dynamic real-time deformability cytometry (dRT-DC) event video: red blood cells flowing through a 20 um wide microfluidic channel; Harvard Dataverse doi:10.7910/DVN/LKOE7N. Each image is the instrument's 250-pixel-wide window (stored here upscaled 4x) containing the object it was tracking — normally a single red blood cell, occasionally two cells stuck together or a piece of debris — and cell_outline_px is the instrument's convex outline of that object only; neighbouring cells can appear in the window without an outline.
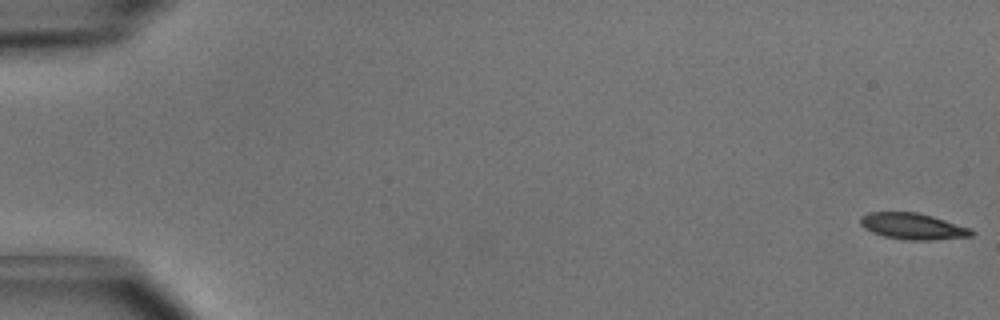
{"species": "common noctule bat (a hibernating species)", "species_latin": "Nyctalus noctula", "temperature_condition": "cold", "stored_images_in_passage": 51, "camera_frame_rate_fps": 3000, "um_per_image_px": 0.085, "animal": {"sex": "male", "body_mass_g": 15.6}, "frame": {"image": 1, "passage_image": 1, "time_ms": 0.0, "image_size_px": [1000, 320], "cell_outline_px": [[976, 232], [972, 236], [932, 240], [904, 240], [884, 236], [872, 232], [864, 228], [860, 224], [860, 216], [868, 212], [916, 212], [932, 216], [972, 228]], "centroid_in_image_um": [77.6, 19.23], "position_along_channel_um": 7.4, "area_um2": 17.17}}
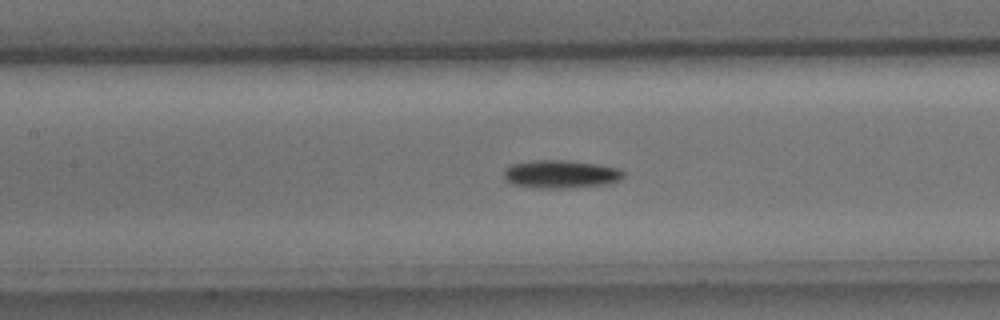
{"frame": {"image": 2, "passage_image": 24, "time_ms": 7.667, "image_size_px": [1000, 320], "cell_outline_px": [[624, 176], [620, 180], [608, 184], [576, 188], [540, 188], [512, 184], [504, 180], [504, 168], [512, 164], [536, 160], [568, 160], [596, 164], [620, 168], [624, 172]], "centroid_in_image_um": [47.68, 14.81], "position_along_channel_um": 159.7, "area_um2": 19.83}}
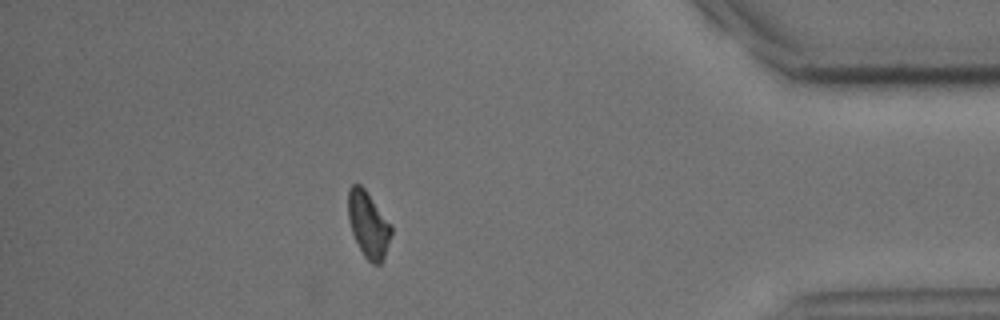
{"frame": {"image": 3, "passage_image": 45, "time_ms": 14.667, "image_size_px": [1000, 320], "cell_outline_px": [[392, 232], [384, 256], [380, 264], [372, 264], [364, 256], [352, 232], [348, 220], [348, 188], [352, 184], [360, 184], [364, 188], [392, 224]], "centroid_in_image_um": [31.3, 19.06], "position_along_channel_um": 403.9, "area_um2": 16.53}, "authors_computed_cell_mechanics": {"area_um2": 17.8024, "velocity_mm_per_s": 4.0231, "shape_relaxation_time_tau1_ms": 3.1395, "shape_relaxation_time_tau2_ms": null, "deformation_change_tau1": 0.1147, "deformation_change_tau2": null}}